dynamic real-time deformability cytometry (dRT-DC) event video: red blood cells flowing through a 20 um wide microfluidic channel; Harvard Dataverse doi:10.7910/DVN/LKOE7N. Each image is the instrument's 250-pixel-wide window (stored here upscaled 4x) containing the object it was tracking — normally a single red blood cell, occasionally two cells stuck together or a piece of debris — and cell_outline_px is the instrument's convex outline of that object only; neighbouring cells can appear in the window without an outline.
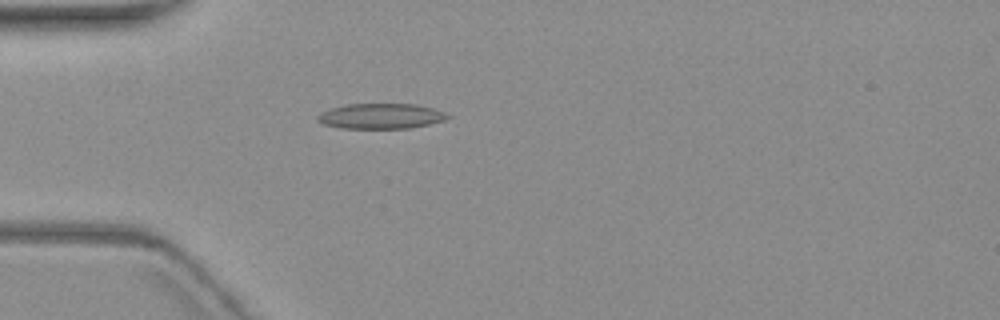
{"species": "common noctule bat (a hibernating species)", "species_latin": "Nyctalus noctula", "temperature_condition": "warm", "stored_images_in_passage": 3, "camera_frame_rate_fps": 3000, "um_per_image_px": 0.085, "animal": {"sex": "female", "body_mass_g": 19.3, "forearm_length_mm": 54.1}, "frame": {"image": 1, "passage_image": 3, "time_ms": 2.333, "image_size_px": [1000, 320], "cell_outline_px": [[452, 116], [444, 120], [428, 124], [408, 128], [340, 128], [324, 124], [316, 120], [316, 116], [320, 112], [344, 104], [416, 104], [432, 108], [444, 112]], "centroid_in_image_um": [32.34, 9.86], "position_along_channel_um": 52.7, "area_um2": 19.13}}